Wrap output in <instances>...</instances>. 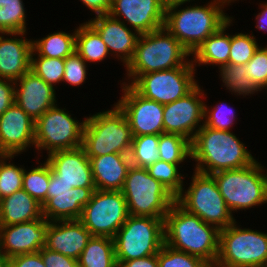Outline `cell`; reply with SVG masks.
<instances>
[{"instance_id": "1", "label": "cell", "mask_w": 267, "mask_h": 267, "mask_svg": "<svg viewBox=\"0 0 267 267\" xmlns=\"http://www.w3.org/2000/svg\"><path fill=\"white\" fill-rule=\"evenodd\" d=\"M220 230L205 223L175 202L164 217V243L214 266L219 253Z\"/></svg>"}, {"instance_id": "2", "label": "cell", "mask_w": 267, "mask_h": 267, "mask_svg": "<svg viewBox=\"0 0 267 267\" xmlns=\"http://www.w3.org/2000/svg\"><path fill=\"white\" fill-rule=\"evenodd\" d=\"M191 158L197 162L194 171L207 175L243 168L256 161L233 132L204 125L191 142Z\"/></svg>"}, {"instance_id": "3", "label": "cell", "mask_w": 267, "mask_h": 267, "mask_svg": "<svg viewBox=\"0 0 267 267\" xmlns=\"http://www.w3.org/2000/svg\"><path fill=\"white\" fill-rule=\"evenodd\" d=\"M208 4L188 6L180 10L177 8L183 4L166 8L164 27L191 55L232 18L223 12L224 4L226 5L223 0H213Z\"/></svg>"}, {"instance_id": "4", "label": "cell", "mask_w": 267, "mask_h": 267, "mask_svg": "<svg viewBox=\"0 0 267 267\" xmlns=\"http://www.w3.org/2000/svg\"><path fill=\"white\" fill-rule=\"evenodd\" d=\"M190 53L165 28L140 34L134 55L127 64L130 85L142 74L170 70L185 65Z\"/></svg>"}, {"instance_id": "5", "label": "cell", "mask_w": 267, "mask_h": 267, "mask_svg": "<svg viewBox=\"0 0 267 267\" xmlns=\"http://www.w3.org/2000/svg\"><path fill=\"white\" fill-rule=\"evenodd\" d=\"M114 105L85 119L82 147L88 158L130 153L133 134L125 114Z\"/></svg>"}, {"instance_id": "6", "label": "cell", "mask_w": 267, "mask_h": 267, "mask_svg": "<svg viewBox=\"0 0 267 267\" xmlns=\"http://www.w3.org/2000/svg\"><path fill=\"white\" fill-rule=\"evenodd\" d=\"M263 167L255 161L243 168L212 174L231 212L267 203V174Z\"/></svg>"}, {"instance_id": "7", "label": "cell", "mask_w": 267, "mask_h": 267, "mask_svg": "<svg viewBox=\"0 0 267 267\" xmlns=\"http://www.w3.org/2000/svg\"><path fill=\"white\" fill-rule=\"evenodd\" d=\"M122 193L129 215L164 218L176 197L146 168L131 165L125 178Z\"/></svg>"}, {"instance_id": "8", "label": "cell", "mask_w": 267, "mask_h": 267, "mask_svg": "<svg viewBox=\"0 0 267 267\" xmlns=\"http://www.w3.org/2000/svg\"><path fill=\"white\" fill-rule=\"evenodd\" d=\"M236 223L220 230L214 267H267V233L241 229Z\"/></svg>"}, {"instance_id": "9", "label": "cell", "mask_w": 267, "mask_h": 267, "mask_svg": "<svg viewBox=\"0 0 267 267\" xmlns=\"http://www.w3.org/2000/svg\"><path fill=\"white\" fill-rule=\"evenodd\" d=\"M116 262L158 254L164 244V218L129 215L114 238Z\"/></svg>"}, {"instance_id": "10", "label": "cell", "mask_w": 267, "mask_h": 267, "mask_svg": "<svg viewBox=\"0 0 267 267\" xmlns=\"http://www.w3.org/2000/svg\"><path fill=\"white\" fill-rule=\"evenodd\" d=\"M194 173L189 188L176 197V202L187 212L219 230L235 222L214 177L196 171Z\"/></svg>"}, {"instance_id": "11", "label": "cell", "mask_w": 267, "mask_h": 267, "mask_svg": "<svg viewBox=\"0 0 267 267\" xmlns=\"http://www.w3.org/2000/svg\"><path fill=\"white\" fill-rule=\"evenodd\" d=\"M194 71L191 59L181 67L142 74L131 86L145 98L165 105L186 96L198 85Z\"/></svg>"}, {"instance_id": "12", "label": "cell", "mask_w": 267, "mask_h": 267, "mask_svg": "<svg viewBox=\"0 0 267 267\" xmlns=\"http://www.w3.org/2000/svg\"><path fill=\"white\" fill-rule=\"evenodd\" d=\"M129 216L122 191L96 189L84 206L80 221L92 236L114 238Z\"/></svg>"}, {"instance_id": "13", "label": "cell", "mask_w": 267, "mask_h": 267, "mask_svg": "<svg viewBox=\"0 0 267 267\" xmlns=\"http://www.w3.org/2000/svg\"><path fill=\"white\" fill-rule=\"evenodd\" d=\"M56 106L35 121V148L49 154L82 146L85 120L81 123Z\"/></svg>"}, {"instance_id": "14", "label": "cell", "mask_w": 267, "mask_h": 267, "mask_svg": "<svg viewBox=\"0 0 267 267\" xmlns=\"http://www.w3.org/2000/svg\"><path fill=\"white\" fill-rule=\"evenodd\" d=\"M122 85L124 95L116 105L125 114L133 136L164 133V105L140 95L130 84Z\"/></svg>"}, {"instance_id": "15", "label": "cell", "mask_w": 267, "mask_h": 267, "mask_svg": "<svg viewBox=\"0 0 267 267\" xmlns=\"http://www.w3.org/2000/svg\"><path fill=\"white\" fill-rule=\"evenodd\" d=\"M203 90L197 85L186 96L164 105V133L178 134L192 142L204 121ZM198 126V127H197ZM198 128V129H195Z\"/></svg>"}, {"instance_id": "16", "label": "cell", "mask_w": 267, "mask_h": 267, "mask_svg": "<svg viewBox=\"0 0 267 267\" xmlns=\"http://www.w3.org/2000/svg\"><path fill=\"white\" fill-rule=\"evenodd\" d=\"M48 221L35 219L13 225H0V250L10 259L39 252L46 244Z\"/></svg>"}, {"instance_id": "17", "label": "cell", "mask_w": 267, "mask_h": 267, "mask_svg": "<svg viewBox=\"0 0 267 267\" xmlns=\"http://www.w3.org/2000/svg\"><path fill=\"white\" fill-rule=\"evenodd\" d=\"M166 8L160 0H112L109 15L122 17L139 34H146L164 27Z\"/></svg>"}, {"instance_id": "18", "label": "cell", "mask_w": 267, "mask_h": 267, "mask_svg": "<svg viewBox=\"0 0 267 267\" xmlns=\"http://www.w3.org/2000/svg\"><path fill=\"white\" fill-rule=\"evenodd\" d=\"M0 144L8 155L35 147V121L15 102L0 115Z\"/></svg>"}, {"instance_id": "19", "label": "cell", "mask_w": 267, "mask_h": 267, "mask_svg": "<svg viewBox=\"0 0 267 267\" xmlns=\"http://www.w3.org/2000/svg\"><path fill=\"white\" fill-rule=\"evenodd\" d=\"M14 85L15 103L34 121L57 105L54 87L31 70L16 80Z\"/></svg>"}, {"instance_id": "20", "label": "cell", "mask_w": 267, "mask_h": 267, "mask_svg": "<svg viewBox=\"0 0 267 267\" xmlns=\"http://www.w3.org/2000/svg\"><path fill=\"white\" fill-rule=\"evenodd\" d=\"M51 170L65 184L75 187H95L90 160L81 146L48 154Z\"/></svg>"}, {"instance_id": "21", "label": "cell", "mask_w": 267, "mask_h": 267, "mask_svg": "<svg viewBox=\"0 0 267 267\" xmlns=\"http://www.w3.org/2000/svg\"><path fill=\"white\" fill-rule=\"evenodd\" d=\"M91 237L79 219L48 221L44 247L78 260Z\"/></svg>"}, {"instance_id": "22", "label": "cell", "mask_w": 267, "mask_h": 267, "mask_svg": "<svg viewBox=\"0 0 267 267\" xmlns=\"http://www.w3.org/2000/svg\"><path fill=\"white\" fill-rule=\"evenodd\" d=\"M88 23L99 33L111 55L116 53L114 55L118 56L117 58L120 57L126 67L134 55L140 34L133 33L126 26L127 24L109 14L96 16Z\"/></svg>"}, {"instance_id": "23", "label": "cell", "mask_w": 267, "mask_h": 267, "mask_svg": "<svg viewBox=\"0 0 267 267\" xmlns=\"http://www.w3.org/2000/svg\"><path fill=\"white\" fill-rule=\"evenodd\" d=\"M95 190V187H75L70 192L47 193V201L42 205L43 217L49 222L80 219Z\"/></svg>"}, {"instance_id": "24", "label": "cell", "mask_w": 267, "mask_h": 267, "mask_svg": "<svg viewBox=\"0 0 267 267\" xmlns=\"http://www.w3.org/2000/svg\"><path fill=\"white\" fill-rule=\"evenodd\" d=\"M89 160L96 189L122 190L131 166L129 155L112 153Z\"/></svg>"}, {"instance_id": "25", "label": "cell", "mask_w": 267, "mask_h": 267, "mask_svg": "<svg viewBox=\"0 0 267 267\" xmlns=\"http://www.w3.org/2000/svg\"><path fill=\"white\" fill-rule=\"evenodd\" d=\"M32 40L0 36V78L16 81L30 70Z\"/></svg>"}, {"instance_id": "26", "label": "cell", "mask_w": 267, "mask_h": 267, "mask_svg": "<svg viewBox=\"0 0 267 267\" xmlns=\"http://www.w3.org/2000/svg\"><path fill=\"white\" fill-rule=\"evenodd\" d=\"M45 219L42 205L23 188L0 200V225Z\"/></svg>"}, {"instance_id": "27", "label": "cell", "mask_w": 267, "mask_h": 267, "mask_svg": "<svg viewBox=\"0 0 267 267\" xmlns=\"http://www.w3.org/2000/svg\"><path fill=\"white\" fill-rule=\"evenodd\" d=\"M232 18L224 24L217 32L210 35L191 55L192 63L218 65L219 68L229 64V54L231 46V35L225 33L230 26Z\"/></svg>"}, {"instance_id": "28", "label": "cell", "mask_w": 267, "mask_h": 267, "mask_svg": "<svg viewBox=\"0 0 267 267\" xmlns=\"http://www.w3.org/2000/svg\"><path fill=\"white\" fill-rule=\"evenodd\" d=\"M79 267H118L114 240L92 236L78 259Z\"/></svg>"}, {"instance_id": "29", "label": "cell", "mask_w": 267, "mask_h": 267, "mask_svg": "<svg viewBox=\"0 0 267 267\" xmlns=\"http://www.w3.org/2000/svg\"><path fill=\"white\" fill-rule=\"evenodd\" d=\"M73 33L71 35L70 33L60 31L49 34L40 40H33L31 56L38 54L47 58L65 59L75 52L76 29Z\"/></svg>"}, {"instance_id": "30", "label": "cell", "mask_w": 267, "mask_h": 267, "mask_svg": "<svg viewBox=\"0 0 267 267\" xmlns=\"http://www.w3.org/2000/svg\"><path fill=\"white\" fill-rule=\"evenodd\" d=\"M75 51L86 63L101 62L110 55L99 33L88 22L79 25L76 30Z\"/></svg>"}, {"instance_id": "31", "label": "cell", "mask_w": 267, "mask_h": 267, "mask_svg": "<svg viewBox=\"0 0 267 267\" xmlns=\"http://www.w3.org/2000/svg\"><path fill=\"white\" fill-rule=\"evenodd\" d=\"M26 16L22 0H0V34L24 36Z\"/></svg>"}, {"instance_id": "32", "label": "cell", "mask_w": 267, "mask_h": 267, "mask_svg": "<svg viewBox=\"0 0 267 267\" xmlns=\"http://www.w3.org/2000/svg\"><path fill=\"white\" fill-rule=\"evenodd\" d=\"M159 160L179 165L186 157L191 159V142L178 134L159 135Z\"/></svg>"}, {"instance_id": "33", "label": "cell", "mask_w": 267, "mask_h": 267, "mask_svg": "<svg viewBox=\"0 0 267 267\" xmlns=\"http://www.w3.org/2000/svg\"><path fill=\"white\" fill-rule=\"evenodd\" d=\"M159 135L133 136L129 153L131 165L147 168L159 160Z\"/></svg>"}, {"instance_id": "34", "label": "cell", "mask_w": 267, "mask_h": 267, "mask_svg": "<svg viewBox=\"0 0 267 267\" xmlns=\"http://www.w3.org/2000/svg\"><path fill=\"white\" fill-rule=\"evenodd\" d=\"M220 77L224 86L236 95H251L261 89L246 75L245 64H227L220 68Z\"/></svg>"}, {"instance_id": "35", "label": "cell", "mask_w": 267, "mask_h": 267, "mask_svg": "<svg viewBox=\"0 0 267 267\" xmlns=\"http://www.w3.org/2000/svg\"><path fill=\"white\" fill-rule=\"evenodd\" d=\"M49 182L50 165L47 161L28 172L24 169L22 188L41 205L47 201Z\"/></svg>"}, {"instance_id": "36", "label": "cell", "mask_w": 267, "mask_h": 267, "mask_svg": "<svg viewBox=\"0 0 267 267\" xmlns=\"http://www.w3.org/2000/svg\"><path fill=\"white\" fill-rule=\"evenodd\" d=\"M179 165L171 164L163 160H158L146 169L148 173L164 185L175 197H177L183 189V177L178 171Z\"/></svg>"}, {"instance_id": "37", "label": "cell", "mask_w": 267, "mask_h": 267, "mask_svg": "<svg viewBox=\"0 0 267 267\" xmlns=\"http://www.w3.org/2000/svg\"><path fill=\"white\" fill-rule=\"evenodd\" d=\"M30 70L54 87V83L63 81L65 59L31 56Z\"/></svg>"}, {"instance_id": "38", "label": "cell", "mask_w": 267, "mask_h": 267, "mask_svg": "<svg viewBox=\"0 0 267 267\" xmlns=\"http://www.w3.org/2000/svg\"><path fill=\"white\" fill-rule=\"evenodd\" d=\"M158 267H211L203 259L176 250L165 243L158 252Z\"/></svg>"}, {"instance_id": "39", "label": "cell", "mask_w": 267, "mask_h": 267, "mask_svg": "<svg viewBox=\"0 0 267 267\" xmlns=\"http://www.w3.org/2000/svg\"><path fill=\"white\" fill-rule=\"evenodd\" d=\"M14 156L8 155L0 160V200L22 189L24 167L20 168L6 161Z\"/></svg>"}, {"instance_id": "40", "label": "cell", "mask_w": 267, "mask_h": 267, "mask_svg": "<svg viewBox=\"0 0 267 267\" xmlns=\"http://www.w3.org/2000/svg\"><path fill=\"white\" fill-rule=\"evenodd\" d=\"M258 47L259 45L252 34L236 33L231 35L229 64H247Z\"/></svg>"}, {"instance_id": "41", "label": "cell", "mask_w": 267, "mask_h": 267, "mask_svg": "<svg viewBox=\"0 0 267 267\" xmlns=\"http://www.w3.org/2000/svg\"><path fill=\"white\" fill-rule=\"evenodd\" d=\"M204 119V123L202 122L204 126L221 131H230V127L235 121V113L230 106L222 102L220 105L214 106L212 110L204 104Z\"/></svg>"}, {"instance_id": "42", "label": "cell", "mask_w": 267, "mask_h": 267, "mask_svg": "<svg viewBox=\"0 0 267 267\" xmlns=\"http://www.w3.org/2000/svg\"><path fill=\"white\" fill-rule=\"evenodd\" d=\"M245 68L247 77L262 90L267 84V46L258 47Z\"/></svg>"}, {"instance_id": "43", "label": "cell", "mask_w": 267, "mask_h": 267, "mask_svg": "<svg viewBox=\"0 0 267 267\" xmlns=\"http://www.w3.org/2000/svg\"><path fill=\"white\" fill-rule=\"evenodd\" d=\"M87 66L86 62L75 51L73 54L65 58V70L63 81L72 86H80L87 79Z\"/></svg>"}, {"instance_id": "44", "label": "cell", "mask_w": 267, "mask_h": 267, "mask_svg": "<svg viewBox=\"0 0 267 267\" xmlns=\"http://www.w3.org/2000/svg\"><path fill=\"white\" fill-rule=\"evenodd\" d=\"M45 267H79L78 260L45 247L39 250Z\"/></svg>"}, {"instance_id": "45", "label": "cell", "mask_w": 267, "mask_h": 267, "mask_svg": "<svg viewBox=\"0 0 267 267\" xmlns=\"http://www.w3.org/2000/svg\"><path fill=\"white\" fill-rule=\"evenodd\" d=\"M14 84L13 80L0 78V115L15 102Z\"/></svg>"}, {"instance_id": "46", "label": "cell", "mask_w": 267, "mask_h": 267, "mask_svg": "<svg viewBox=\"0 0 267 267\" xmlns=\"http://www.w3.org/2000/svg\"><path fill=\"white\" fill-rule=\"evenodd\" d=\"M9 267H45L40 252L17 255L9 259Z\"/></svg>"}, {"instance_id": "47", "label": "cell", "mask_w": 267, "mask_h": 267, "mask_svg": "<svg viewBox=\"0 0 267 267\" xmlns=\"http://www.w3.org/2000/svg\"><path fill=\"white\" fill-rule=\"evenodd\" d=\"M93 11L96 16L107 15L110 12L112 0H80Z\"/></svg>"}, {"instance_id": "48", "label": "cell", "mask_w": 267, "mask_h": 267, "mask_svg": "<svg viewBox=\"0 0 267 267\" xmlns=\"http://www.w3.org/2000/svg\"><path fill=\"white\" fill-rule=\"evenodd\" d=\"M118 267H158V254L123 261Z\"/></svg>"}, {"instance_id": "49", "label": "cell", "mask_w": 267, "mask_h": 267, "mask_svg": "<svg viewBox=\"0 0 267 267\" xmlns=\"http://www.w3.org/2000/svg\"><path fill=\"white\" fill-rule=\"evenodd\" d=\"M72 186H69L62 182L60 178L51 170L50 167V182L48 185L47 193H62V192H70Z\"/></svg>"}, {"instance_id": "50", "label": "cell", "mask_w": 267, "mask_h": 267, "mask_svg": "<svg viewBox=\"0 0 267 267\" xmlns=\"http://www.w3.org/2000/svg\"><path fill=\"white\" fill-rule=\"evenodd\" d=\"M261 12L256 15L257 24L256 29L267 32V2L260 4Z\"/></svg>"}, {"instance_id": "51", "label": "cell", "mask_w": 267, "mask_h": 267, "mask_svg": "<svg viewBox=\"0 0 267 267\" xmlns=\"http://www.w3.org/2000/svg\"><path fill=\"white\" fill-rule=\"evenodd\" d=\"M190 1L191 0H160V2L163 4L165 8H168L176 4H184Z\"/></svg>"}, {"instance_id": "52", "label": "cell", "mask_w": 267, "mask_h": 267, "mask_svg": "<svg viewBox=\"0 0 267 267\" xmlns=\"http://www.w3.org/2000/svg\"><path fill=\"white\" fill-rule=\"evenodd\" d=\"M0 267H9V258L0 250Z\"/></svg>"}, {"instance_id": "53", "label": "cell", "mask_w": 267, "mask_h": 267, "mask_svg": "<svg viewBox=\"0 0 267 267\" xmlns=\"http://www.w3.org/2000/svg\"><path fill=\"white\" fill-rule=\"evenodd\" d=\"M7 156H8V154L6 153V151L2 148V146L0 144V160L4 159Z\"/></svg>"}, {"instance_id": "54", "label": "cell", "mask_w": 267, "mask_h": 267, "mask_svg": "<svg viewBox=\"0 0 267 267\" xmlns=\"http://www.w3.org/2000/svg\"><path fill=\"white\" fill-rule=\"evenodd\" d=\"M225 3H227L229 5V3H231L232 1L234 2V0H223ZM236 1V0H235Z\"/></svg>"}]
</instances>
